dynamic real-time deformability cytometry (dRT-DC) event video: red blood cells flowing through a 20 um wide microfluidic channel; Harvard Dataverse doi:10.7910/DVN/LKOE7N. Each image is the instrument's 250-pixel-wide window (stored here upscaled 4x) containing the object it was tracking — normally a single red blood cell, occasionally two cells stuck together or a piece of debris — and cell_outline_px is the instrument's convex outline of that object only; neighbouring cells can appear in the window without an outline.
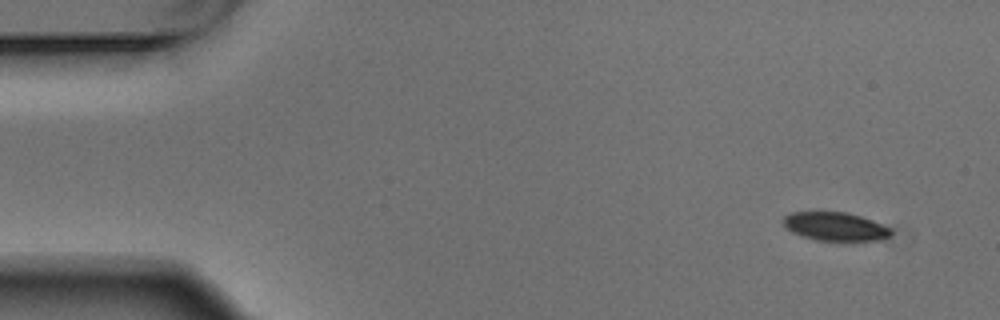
{"species": "Egyptian fruit bat (a non-hibernating species)", "species_latin": "Rousettus aegyptiacus", "temperature_condition": "warm", "stored_images_in_passage": 4, "camera_frame_rate_fps": 3000, "um_per_image_px": 0.085, "animal": {"sex": "male"}, "frame": {"image": 1, "passage_image": 1, "time_ms": 0.0, "image_size_px": [1000, 320], "cell_outline_px": [[892, 236], [880, 240], [816, 240], [792, 232], [784, 228], [780, 220], [784, 216], [792, 212], [848, 212], [872, 220], [888, 228], [892, 232]], "centroid_in_image_um": [70.94, 19.24], "position_along_channel_um": 14.1, "area_um2": 17.86}}
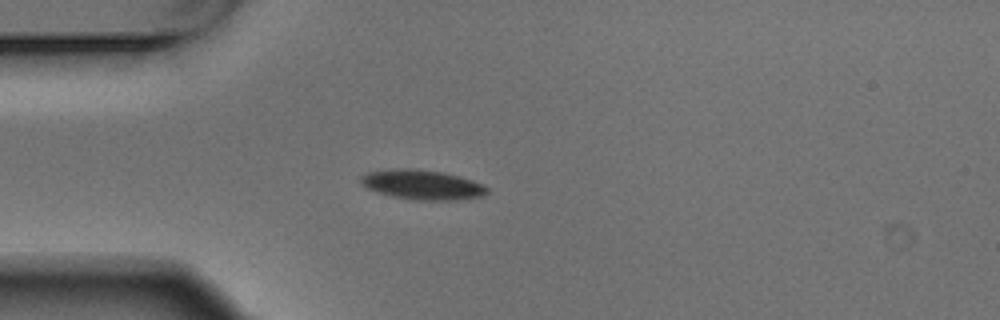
{"frame": {"image": 2, "passage_image": 4, "time_ms": 1.0, "image_size_px": [1000, 320], "cell_outline_px": [[488, 192], [484, 196], [456, 200], [412, 200], [392, 196], [376, 192], [360, 184], [360, 176], [368, 172], [388, 168], [416, 168], [444, 172], [472, 180], [484, 184], [488, 188]], "centroid_in_image_um": [35.88, 15.69], "position_along_channel_um": 49.1, "area_um2": 22.25}}